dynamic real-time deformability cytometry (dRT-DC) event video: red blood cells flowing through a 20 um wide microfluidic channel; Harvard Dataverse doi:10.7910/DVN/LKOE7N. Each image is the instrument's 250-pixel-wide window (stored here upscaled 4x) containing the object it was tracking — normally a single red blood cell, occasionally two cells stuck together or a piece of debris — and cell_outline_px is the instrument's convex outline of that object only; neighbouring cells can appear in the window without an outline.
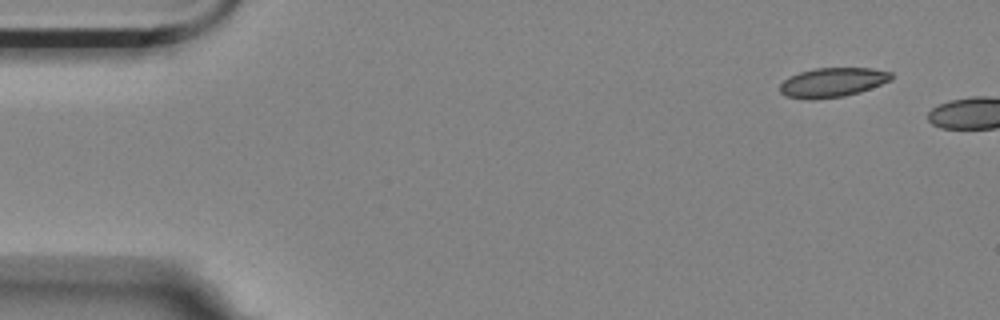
{"species": "Egyptian fruit bat (a non-hibernating species)", "species_latin": "Rousettus aegyptiacus", "temperature_condition": "room temperature", "stored_images_in_passage": 2, "camera_frame_rate_fps": 3000, "um_per_image_px": 0.085, "animal": {"sex": "female"}, "frame": {"image": 1, "passage_image": 1, "time_ms": 0.0, "image_size_px": [1000, 320], "cell_outline_px": [[892, 80], [860, 92], [844, 96], [812, 100], [808, 100], [784, 96], [780, 92], [780, 84], [788, 76], [800, 72], [816, 68], [872, 68], [892, 72]], "centroid_in_image_um": [70.75, 7.01], "position_along_channel_um": 14.3, "area_um2": 19.25}}